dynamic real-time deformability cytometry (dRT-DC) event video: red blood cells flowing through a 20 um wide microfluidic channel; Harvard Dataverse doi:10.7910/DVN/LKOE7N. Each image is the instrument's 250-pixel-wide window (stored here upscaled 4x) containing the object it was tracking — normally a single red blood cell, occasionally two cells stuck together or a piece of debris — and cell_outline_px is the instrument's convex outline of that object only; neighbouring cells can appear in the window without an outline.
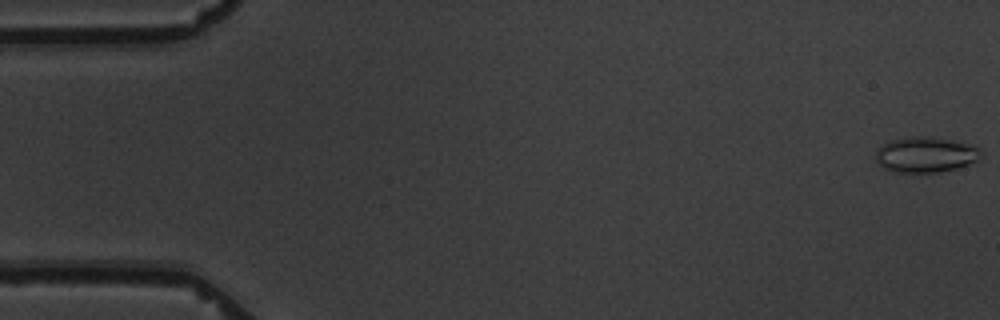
{"species": "common noctule bat (a hibernating species)", "species_latin": "Nyctalus noctula", "temperature_condition": "warm", "stored_images_in_passage": 7, "camera_frame_rate_fps": 3000, "um_per_image_px": 0.085, "animal": {"sex": "male", "body_mass_g": 19.5, "forearm_length_mm": 54.6}, "frame": {"image": 1, "passage_image": 1, "time_ms": 0.0, "image_size_px": [1000, 320], "cell_outline_px": [[984, 156], [980, 160], [956, 168], [936, 172], [896, 172], [884, 168], [876, 160], [876, 152], [884, 144], [892, 140], [908, 136], [932, 136], [976, 144], [984, 152]], "centroid_in_image_um": [78.79, 13.12], "position_along_channel_um": 6.2, "area_um2": 22.14}}
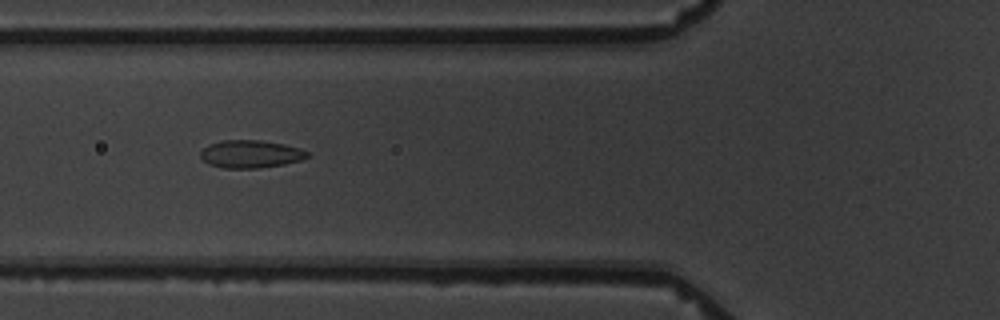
{"frame": {"image": 2, "passage_image": 6, "time_ms": 7.0, "image_size_px": [1000, 320], "cell_outline_px": [[308, 156], [300, 160], [284, 164], [256, 168], [224, 168], [208, 164], [200, 156], [200, 152], [208, 144], [220, 140], [260, 140], [284, 144], [300, 148], [308, 152]], "centroid_in_image_um": [21.27, 13.08], "position_along_channel_um": 104.5, "area_um2": 17.22}}
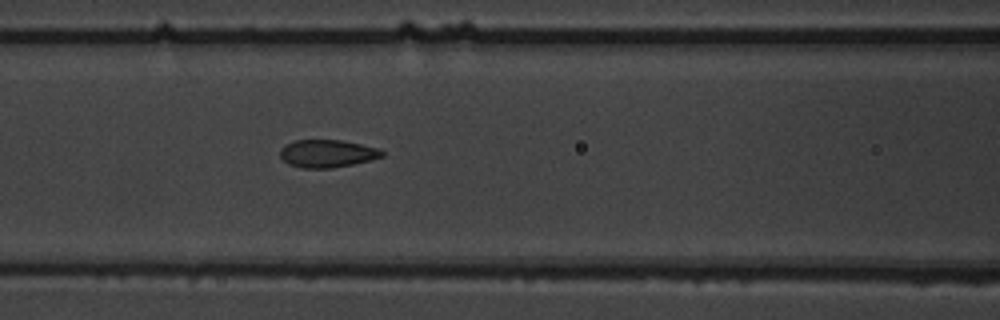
{"frame": {"image": 3, "passage_image": 7, "time_ms": 8.0, "image_size_px": [1000, 320], "cell_outline_px": [[384, 156], [372, 160], [332, 168], [300, 168], [288, 164], [280, 156], [280, 148], [284, 144], [296, 140], [340, 140], [380, 148], [384, 152]], "centroid_in_image_um": [27.81, 13.05], "position_along_channel_um": 138.8, "area_um2": 16.59}}